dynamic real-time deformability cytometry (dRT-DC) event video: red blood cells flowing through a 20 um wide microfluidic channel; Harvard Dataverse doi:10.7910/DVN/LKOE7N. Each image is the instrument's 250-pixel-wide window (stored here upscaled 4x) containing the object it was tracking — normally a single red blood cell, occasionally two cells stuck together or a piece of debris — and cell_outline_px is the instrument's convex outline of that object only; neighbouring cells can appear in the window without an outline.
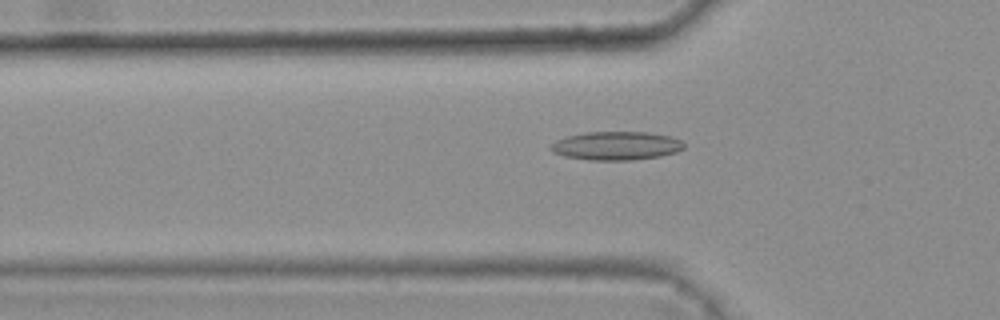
{"species": "common noctule bat (a hibernating species)", "species_latin": "Nyctalus noctula", "temperature_condition": "warm", "stored_images_in_passage": 47, "camera_frame_rate_fps": 3000, "um_per_image_px": 0.085, "animal": {"sex": "female", "body_mass_g": 25.1}, "frame": {"image": 1, "passage_image": 17, "time_ms": 5.333, "image_size_px": [1000, 320], "cell_outline_px": [[684, 148], [676, 152], [660, 156], [628, 160], [588, 160], [564, 156], [552, 152], [548, 148], [556, 140], [568, 136], [584, 132], [648, 132], [672, 136], [680, 140], [684, 144]], "centroid_in_image_um": [52.37, 12.39], "position_along_channel_um": 73.4, "area_um2": 22.2}}
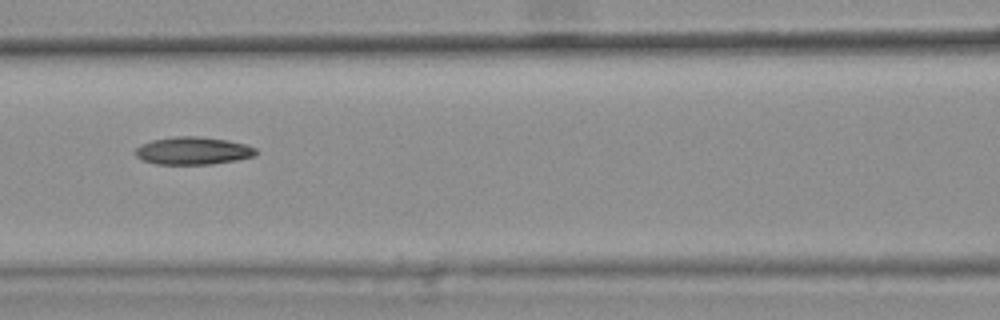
{"frame": {"image": 2, "passage_image": 23, "time_ms": 7.333, "image_size_px": [1000, 320], "cell_outline_px": [[256, 156], [236, 160], [212, 164], [156, 164], [140, 160], [136, 156], [136, 148], [140, 144], [152, 140], [176, 136], [196, 136], [228, 140], [244, 144], [256, 148]], "centroid_in_image_um": [16.38, 12.82], "position_along_channel_um": 150.2, "area_um2": 19.48}}
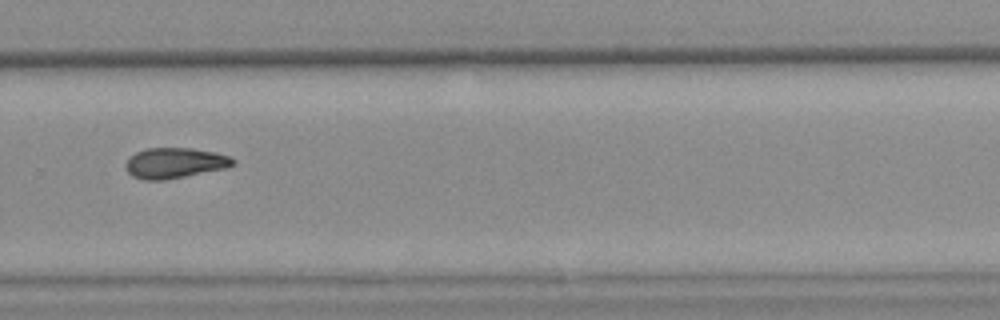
{"frame": {"image": 3, "passage_image": 36, "time_ms": 11.667, "image_size_px": [1000, 320], "cell_outline_px": [[236, 160], [232, 164], [224, 168], [164, 180], [144, 180], [132, 176], [128, 172], [124, 164], [128, 156], [136, 152], [148, 148], [192, 148], [212, 152], [228, 156]], "centroid_in_image_um": [14.77, 13.85], "position_along_channel_um": 315.0, "area_um2": 18.84}, "authors_computed_cell_mechanics": {"area_um2": 19.363, "velocity_mm_per_s": 3.8116, "shape_relaxation_time_tau1_ms": null, "shape_relaxation_time_tau2_ms": 8.4071, "deformation_change_tau1": null, "deformation_change_tau2": 0.1581}}